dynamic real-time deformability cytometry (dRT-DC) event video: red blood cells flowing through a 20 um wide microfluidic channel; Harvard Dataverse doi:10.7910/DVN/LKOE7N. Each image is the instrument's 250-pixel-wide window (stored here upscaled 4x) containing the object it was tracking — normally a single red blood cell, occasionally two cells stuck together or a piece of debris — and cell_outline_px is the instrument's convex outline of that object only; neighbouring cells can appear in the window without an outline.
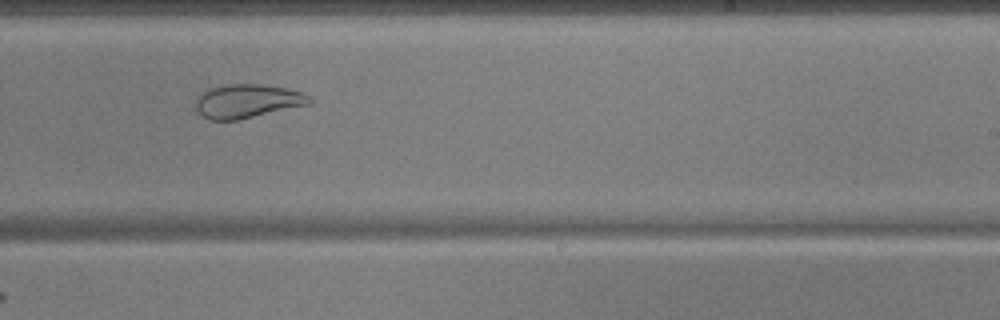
{"species": "common noctule bat (a hibernating species)", "species_latin": "Nyctalus noctula", "temperature_condition": "warm", "stored_images_in_passage": 48, "camera_frame_rate_fps": 3000, "um_per_image_px": 0.085, "animal": {"sex": "male", "body_mass_g": 17.9, "forearm_length_mm": 54.2}, "frame": {"image": 1, "passage_image": 28, "time_ms": 9.0, "image_size_px": [1000, 320], "cell_outline_px": [[312, 104], [236, 120], [208, 120], [196, 108], [196, 96], [200, 92], [208, 88], [224, 84], [260, 84], [284, 88], [304, 92], [312, 100]], "centroid_in_image_um": [21.01, 8.58], "position_along_channel_um": 268.0, "area_um2": 22.48}}
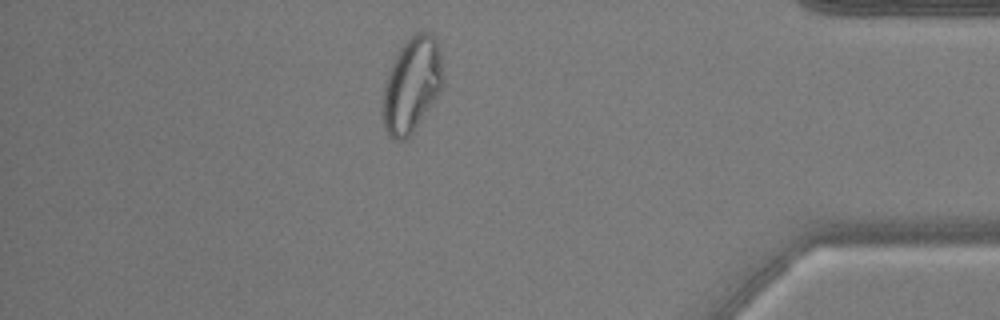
{"frame": {"image": 2, "passage_image": 41, "time_ms": 13.333, "image_size_px": [1000, 320], "cell_outline_px": [[444, 84], [440, 92], [412, 132], [404, 140], [392, 140], [388, 136], [384, 128], [380, 108], [384, 84], [388, 72], [400, 48], [416, 32], [428, 32], [436, 40], [440, 52], [444, 76]], "centroid_in_image_um": [34.98, 7.25], "position_along_channel_um": 400.2, "area_um2": 33.52}}
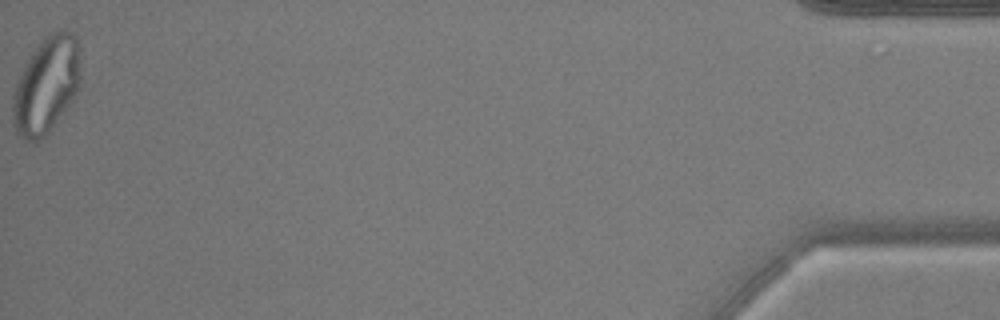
{"frame": {"image": 3, "passage_image": 48, "time_ms": 15.667, "image_size_px": [1000, 320], "cell_outline_px": [[80, 76], [76, 92], [68, 104], [48, 132], [36, 144], [24, 140], [16, 132], [12, 124], [12, 96], [16, 84], [32, 52], [40, 40], [44, 36], [60, 28], [64, 28], [72, 32], [76, 40], [80, 60]], "centroid_in_image_um": [3.91, 7.24], "position_along_channel_um": 431.3, "area_um2": 38.03}}